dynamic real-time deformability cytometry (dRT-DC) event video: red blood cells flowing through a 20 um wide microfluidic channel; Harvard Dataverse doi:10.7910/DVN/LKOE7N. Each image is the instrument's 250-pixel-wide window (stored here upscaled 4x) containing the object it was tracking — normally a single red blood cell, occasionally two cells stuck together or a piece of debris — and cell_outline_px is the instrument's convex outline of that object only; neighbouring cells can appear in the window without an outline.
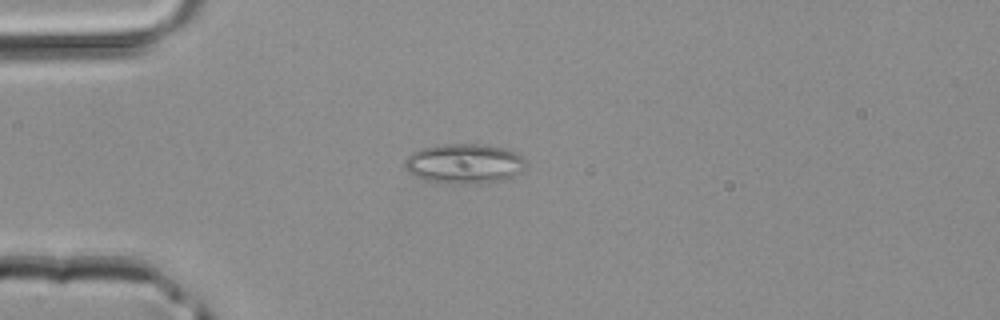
{"species": "common noctule bat (a hibernating species)", "species_latin": "Nyctalus noctula", "temperature_condition": "room temperature", "stored_images_in_passage": 28, "camera_frame_rate_fps": 3000, "um_per_image_px": 0.085, "animal": {"sex": "male", "body_mass_g": 20.4}, "frame": {"image": 1, "passage_image": 2, "time_ms": 0.333, "image_size_px": [1000, 320], "cell_outline_px": [[524, 168], [520, 172], [512, 176], [500, 180], [480, 184], [452, 184], [424, 180], [408, 172], [404, 164], [404, 160], [412, 152], [420, 148], [444, 144], [488, 144], [504, 148], [516, 152], [524, 156]], "centroid_in_image_um": [39.45, 13.9], "position_along_channel_um": 45.5, "area_um2": 28.38}}
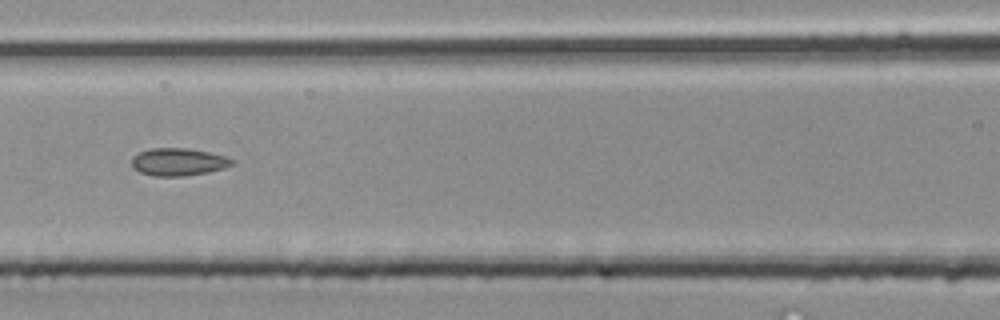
{"frame": {"image": 2, "passage_image": 10, "time_ms": 3.0, "image_size_px": [1000, 320], "cell_outline_px": [[236, 160], [232, 164], [224, 168], [208, 172], [184, 176], [152, 176], [140, 172], [132, 168], [132, 156], [140, 152], [152, 148], [184, 148], [208, 152], [224, 156]], "centroid_in_image_um": [15.14, 13.77], "position_along_channel_um": 151.5, "area_um2": 16.07}}
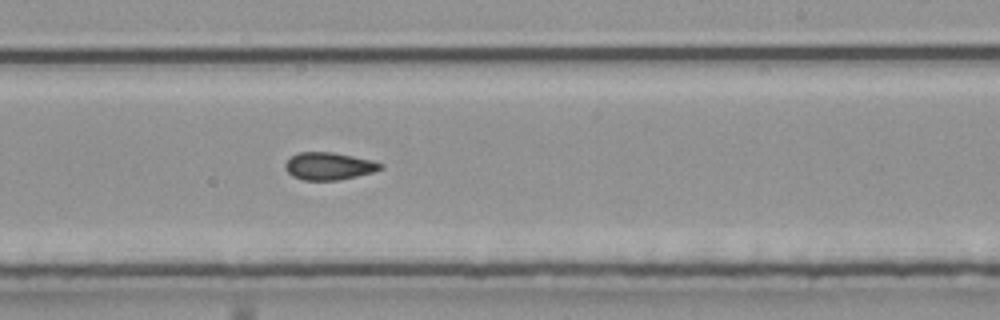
{"frame": {"image": 3, "passage_image": 17, "time_ms": 5.333, "image_size_px": [1000, 320], "cell_outline_px": [[384, 168], [372, 172], [340, 180], [304, 180], [292, 176], [284, 168], [284, 164], [296, 152], [332, 152], [372, 160], [384, 164]], "centroid_in_image_um": [27.95, 14.12], "position_along_channel_um": 261.0, "area_um2": 15.26}}